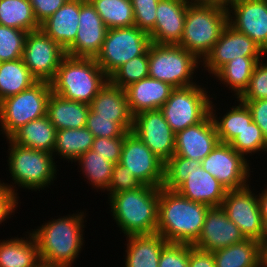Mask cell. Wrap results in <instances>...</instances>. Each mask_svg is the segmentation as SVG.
<instances>
[{"instance_id":"obj_50","label":"cell","mask_w":267,"mask_h":267,"mask_svg":"<svg viewBox=\"0 0 267 267\" xmlns=\"http://www.w3.org/2000/svg\"><path fill=\"white\" fill-rule=\"evenodd\" d=\"M241 102L247 105L251 112L252 120L259 126L267 141V99Z\"/></svg>"},{"instance_id":"obj_13","label":"cell","mask_w":267,"mask_h":267,"mask_svg":"<svg viewBox=\"0 0 267 267\" xmlns=\"http://www.w3.org/2000/svg\"><path fill=\"white\" fill-rule=\"evenodd\" d=\"M66 51L41 29L28 32L23 50V62L37 81L51 82Z\"/></svg>"},{"instance_id":"obj_23","label":"cell","mask_w":267,"mask_h":267,"mask_svg":"<svg viewBox=\"0 0 267 267\" xmlns=\"http://www.w3.org/2000/svg\"><path fill=\"white\" fill-rule=\"evenodd\" d=\"M188 178L176 189L185 198L209 207H220L227 190L202 166L191 170Z\"/></svg>"},{"instance_id":"obj_46","label":"cell","mask_w":267,"mask_h":267,"mask_svg":"<svg viewBox=\"0 0 267 267\" xmlns=\"http://www.w3.org/2000/svg\"><path fill=\"white\" fill-rule=\"evenodd\" d=\"M142 184L134 177L131 171L120 163L113 166L112 179L106 194L108 197L122 191L134 190Z\"/></svg>"},{"instance_id":"obj_15","label":"cell","mask_w":267,"mask_h":267,"mask_svg":"<svg viewBox=\"0 0 267 267\" xmlns=\"http://www.w3.org/2000/svg\"><path fill=\"white\" fill-rule=\"evenodd\" d=\"M132 132L164 163L175 154V133L160 109L136 114Z\"/></svg>"},{"instance_id":"obj_44","label":"cell","mask_w":267,"mask_h":267,"mask_svg":"<svg viewBox=\"0 0 267 267\" xmlns=\"http://www.w3.org/2000/svg\"><path fill=\"white\" fill-rule=\"evenodd\" d=\"M158 2L159 0H131L134 26L149 34L155 27Z\"/></svg>"},{"instance_id":"obj_41","label":"cell","mask_w":267,"mask_h":267,"mask_svg":"<svg viewBox=\"0 0 267 267\" xmlns=\"http://www.w3.org/2000/svg\"><path fill=\"white\" fill-rule=\"evenodd\" d=\"M27 33L24 30L0 25V60L2 62L22 58Z\"/></svg>"},{"instance_id":"obj_38","label":"cell","mask_w":267,"mask_h":267,"mask_svg":"<svg viewBox=\"0 0 267 267\" xmlns=\"http://www.w3.org/2000/svg\"><path fill=\"white\" fill-rule=\"evenodd\" d=\"M149 49L144 55H139L118 67L110 76L109 81L122 89L132 83L148 77Z\"/></svg>"},{"instance_id":"obj_43","label":"cell","mask_w":267,"mask_h":267,"mask_svg":"<svg viewBox=\"0 0 267 267\" xmlns=\"http://www.w3.org/2000/svg\"><path fill=\"white\" fill-rule=\"evenodd\" d=\"M86 128L94 137H125L127 133L113 118L96 117V112L91 108L87 115Z\"/></svg>"},{"instance_id":"obj_42","label":"cell","mask_w":267,"mask_h":267,"mask_svg":"<svg viewBox=\"0 0 267 267\" xmlns=\"http://www.w3.org/2000/svg\"><path fill=\"white\" fill-rule=\"evenodd\" d=\"M264 58L256 64L247 89L238 98L240 101L267 99V60Z\"/></svg>"},{"instance_id":"obj_5","label":"cell","mask_w":267,"mask_h":267,"mask_svg":"<svg viewBox=\"0 0 267 267\" xmlns=\"http://www.w3.org/2000/svg\"><path fill=\"white\" fill-rule=\"evenodd\" d=\"M108 80L95 58L66 55L50 83L54 94L90 105Z\"/></svg>"},{"instance_id":"obj_27","label":"cell","mask_w":267,"mask_h":267,"mask_svg":"<svg viewBox=\"0 0 267 267\" xmlns=\"http://www.w3.org/2000/svg\"><path fill=\"white\" fill-rule=\"evenodd\" d=\"M90 105L66 100L53 92L47 104V116L56 130L86 127Z\"/></svg>"},{"instance_id":"obj_6","label":"cell","mask_w":267,"mask_h":267,"mask_svg":"<svg viewBox=\"0 0 267 267\" xmlns=\"http://www.w3.org/2000/svg\"><path fill=\"white\" fill-rule=\"evenodd\" d=\"M227 24L226 9L190 1L186 11L183 35L177 45L202 62L219 40Z\"/></svg>"},{"instance_id":"obj_12","label":"cell","mask_w":267,"mask_h":267,"mask_svg":"<svg viewBox=\"0 0 267 267\" xmlns=\"http://www.w3.org/2000/svg\"><path fill=\"white\" fill-rule=\"evenodd\" d=\"M201 166L214 176L226 190L246 187L248 183L250 184L249 180H252L251 163L228 143L219 142L201 161ZM251 169L252 171H250Z\"/></svg>"},{"instance_id":"obj_24","label":"cell","mask_w":267,"mask_h":267,"mask_svg":"<svg viewBox=\"0 0 267 267\" xmlns=\"http://www.w3.org/2000/svg\"><path fill=\"white\" fill-rule=\"evenodd\" d=\"M175 88L171 85L146 77L125 88L130 112L133 116L143 111L159 110Z\"/></svg>"},{"instance_id":"obj_3","label":"cell","mask_w":267,"mask_h":267,"mask_svg":"<svg viewBox=\"0 0 267 267\" xmlns=\"http://www.w3.org/2000/svg\"><path fill=\"white\" fill-rule=\"evenodd\" d=\"M159 195L160 187L141 185L107 197L120 234L126 237L156 233Z\"/></svg>"},{"instance_id":"obj_2","label":"cell","mask_w":267,"mask_h":267,"mask_svg":"<svg viewBox=\"0 0 267 267\" xmlns=\"http://www.w3.org/2000/svg\"><path fill=\"white\" fill-rule=\"evenodd\" d=\"M210 207L189 200L176 190L160 187L156 233L167 242L193 245L201 234Z\"/></svg>"},{"instance_id":"obj_40","label":"cell","mask_w":267,"mask_h":267,"mask_svg":"<svg viewBox=\"0 0 267 267\" xmlns=\"http://www.w3.org/2000/svg\"><path fill=\"white\" fill-rule=\"evenodd\" d=\"M201 161L173 155L164 166L163 187L176 190L187 178L191 170L199 167Z\"/></svg>"},{"instance_id":"obj_34","label":"cell","mask_w":267,"mask_h":267,"mask_svg":"<svg viewBox=\"0 0 267 267\" xmlns=\"http://www.w3.org/2000/svg\"><path fill=\"white\" fill-rule=\"evenodd\" d=\"M37 82L23 59L4 61L0 65V102L29 88Z\"/></svg>"},{"instance_id":"obj_10","label":"cell","mask_w":267,"mask_h":267,"mask_svg":"<svg viewBox=\"0 0 267 267\" xmlns=\"http://www.w3.org/2000/svg\"><path fill=\"white\" fill-rule=\"evenodd\" d=\"M151 43L149 34L137 26L111 28L95 60L109 77L122 64L146 54Z\"/></svg>"},{"instance_id":"obj_11","label":"cell","mask_w":267,"mask_h":267,"mask_svg":"<svg viewBox=\"0 0 267 267\" xmlns=\"http://www.w3.org/2000/svg\"><path fill=\"white\" fill-rule=\"evenodd\" d=\"M249 185L236 190H227L221 207L227 217L238 226L245 239L263 243L267 237V226L261 214L258 194H255L257 192Z\"/></svg>"},{"instance_id":"obj_36","label":"cell","mask_w":267,"mask_h":267,"mask_svg":"<svg viewBox=\"0 0 267 267\" xmlns=\"http://www.w3.org/2000/svg\"><path fill=\"white\" fill-rule=\"evenodd\" d=\"M0 25L31 32L40 29L29 0H0Z\"/></svg>"},{"instance_id":"obj_51","label":"cell","mask_w":267,"mask_h":267,"mask_svg":"<svg viewBox=\"0 0 267 267\" xmlns=\"http://www.w3.org/2000/svg\"><path fill=\"white\" fill-rule=\"evenodd\" d=\"M189 267H216L212 252L191 245Z\"/></svg>"},{"instance_id":"obj_8","label":"cell","mask_w":267,"mask_h":267,"mask_svg":"<svg viewBox=\"0 0 267 267\" xmlns=\"http://www.w3.org/2000/svg\"><path fill=\"white\" fill-rule=\"evenodd\" d=\"M52 93L51 83L35 84L0 102V135L8 139L28 122L47 115V104Z\"/></svg>"},{"instance_id":"obj_7","label":"cell","mask_w":267,"mask_h":267,"mask_svg":"<svg viewBox=\"0 0 267 267\" xmlns=\"http://www.w3.org/2000/svg\"><path fill=\"white\" fill-rule=\"evenodd\" d=\"M200 65L193 54L179 45L151 43L149 46L148 76L174 88L198 84L196 72L200 71Z\"/></svg>"},{"instance_id":"obj_21","label":"cell","mask_w":267,"mask_h":267,"mask_svg":"<svg viewBox=\"0 0 267 267\" xmlns=\"http://www.w3.org/2000/svg\"><path fill=\"white\" fill-rule=\"evenodd\" d=\"M191 0H159L152 43L177 45L182 38L186 11Z\"/></svg>"},{"instance_id":"obj_32","label":"cell","mask_w":267,"mask_h":267,"mask_svg":"<svg viewBox=\"0 0 267 267\" xmlns=\"http://www.w3.org/2000/svg\"><path fill=\"white\" fill-rule=\"evenodd\" d=\"M216 267H262V243L244 239L212 252Z\"/></svg>"},{"instance_id":"obj_48","label":"cell","mask_w":267,"mask_h":267,"mask_svg":"<svg viewBox=\"0 0 267 267\" xmlns=\"http://www.w3.org/2000/svg\"><path fill=\"white\" fill-rule=\"evenodd\" d=\"M33 7L37 22L41 25L56 11H58L67 0H29Z\"/></svg>"},{"instance_id":"obj_35","label":"cell","mask_w":267,"mask_h":267,"mask_svg":"<svg viewBox=\"0 0 267 267\" xmlns=\"http://www.w3.org/2000/svg\"><path fill=\"white\" fill-rule=\"evenodd\" d=\"M80 167V171L84 175L83 177L87 179L88 184H90L96 192H106L112 179V172L114 163L101 157L92 149L83 153L76 161Z\"/></svg>"},{"instance_id":"obj_45","label":"cell","mask_w":267,"mask_h":267,"mask_svg":"<svg viewBox=\"0 0 267 267\" xmlns=\"http://www.w3.org/2000/svg\"><path fill=\"white\" fill-rule=\"evenodd\" d=\"M190 244L168 242L162 249L158 267H189Z\"/></svg>"},{"instance_id":"obj_18","label":"cell","mask_w":267,"mask_h":267,"mask_svg":"<svg viewBox=\"0 0 267 267\" xmlns=\"http://www.w3.org/2000/svg\"><path fill=\"white\" fill-rule=\"evenodd\" d=\"M79 27L75 41L65 50L72 57L96 58L108 28L89 0H80Z\"/></svg>"},{"instance_id":"obj_28","label":"cell","mask_w":267,"mask_h":267,"mask_svg":"<svg viewBox=\"0 0 267 267\" xmlns=\"http://www.w3.org/2000/svg\"><path fill=\"white\" fill-rule=\"evenodd\" d=\"M213 98L210 102V115L215 123L219 141L230 144L253 121L251 112L247 105L237 98V102H234L236 105L225 110L227 112L222 113L224 115H220V112H216L217 107Z\"/></svg>"},{"instance_id":"obj_53","label":"cell","mask_w":267,"mask_h":267,"mask_svg":"<svg viewBox=\"0 0 267 267\" xmlns=\"http://www.w3.org/2000/svg\"><path fill=\"white\" fill-rule=\"evenodd\" d=\"M205 5H213L228 10L237 0H191Z\"/></svg>"},{"instance_id":"obj_4","label":"cell","mask_w":267,"mask_h":267,"mask_svg":"<svg viewBox=\"0 0 267 267\" xmlns=\"http://www.w3.org/2000/svg\"><path fill=\"white\" fill-rule=\"evenodd\" d=\"M8 143V170L11 180L10 184L0 180V182L7 187L16 197L19 194L18 189L40 191L49 188L54 184L57 178V161L53 154L36 150L33 148L24 147L16 143L6 140ZM12 182V184H11ZM18 188H17V186ZM17 188V189H16ZM45 188V189H44ZM40 189V190H39Z\"/></svg>"},{"instance_id":"obj_39","label":"cell","mask_w":267,"mask_h":267,"mask_svg":"<svg viewBox=\"0 0 267 267\" xmlns=\"http://www.w3.org/2000/svg\"><path fill=\"white\" fill-rule=\"evenodd\" d=\"M230 145L249 162L251 161L248 157H252V154L267 152V141L254 121L248 124Z\"/></svg>"},{"instance_id":"obj_52","label":"cell","mask_w":267,"mask_h":267,"mask_svg":"<svg viewBox=\"0 0 267 267\" xmlns=\"http://www.w3.org/2000/svg\"><path fill=\"white\" fill-rule=\"evenodd\" d=\"M266 186V188H263V190H261L258 193V200H259V205H260V210H261V214L263 217V221L265 223V225L267 226V184L264 185V187Z\"/></svg>"},{"instance_id":"obj_17","label":"cell","mask_w":267,"mask_h":267,"mask_svg":"<svg viewBox=\"0 0 267 267\" xmlns=\"http://www.w3.org/2000/svg\"><path fill=\"white\" fill-rule=\"evenodd\" d=\"M227 13L228 24L246 34L267 55V0H237Z\"/></svg>"},{"instance_id":"obj_29","label":"cell","mask_w":267,"mask_h":267,"mask_svg":"<svg viewBox=\"0 0 267 267\" xmlns=\"http://www.w3.org/2000/svg\"><path fill=\"white\" fill-rule=\"evenodd\" d=\"M18 145L53 154L56 128L47 115L32 120L16 130L9 138Z\"/></svg>"},{"instance_id":"obj_54","label":"cell","mask_w":267,"mask_h":267,"mask_svg":"<svg viewBox=\"0 0 267 267\" xmlns=\"http://www.w3.org/2000/svg\"><path fill=\"white\" fill-rule=\"evenodd\" d=\"M262 267H267V237L262 243Z\"/></svg>"},{"instance_id":"obj_37","label":"cell","mask_w":267,"mask_h":267,"mask_svg":"<svg viewBox=\"0 0 267 267\" xmlns=\"http://www.w3.org/2000/svg\"><path fill=\"white\" fill-rule=\"evenodd\" d=\"M108 29L134 26L131 0H89Z\"/></svg>"},{"instance_id":"obj_22","label":"cell","mask_w":267,"mask_h":267,"mask_svg":"<svg viewBox=\"0 0 267 267\" xmlns=\"http://www.w3.org/2000/svg\"><path fill=\"white\" fill-rule=\"evenodd\" d=\"M90 108L96 117L113 118L126 132L132 131L134 116L130 112L125 89L109 80L92 99Z\"/></svg>"},{"instance_id":"obj_16","label":"cell","mask_w":267,"mask_h":267,"mask_svg":"<svg viewBox=\"0 0 267 267\" xmlns=\"http://www.w3.org/2000/svg\"><path fill=\"white\" fill-rule=\"evenodd\" d=\"M267 56L259 46L246 34L241 33L229 24L223 29L219 40L213 45L209 54L201 62L202 71L208 72L211 77L223 65L236 57Z\"/></svg>"},{"instance_id":"obj_26","label":"cell","mask_w":267,"mask_h":267,"mask_svg":"<svg viewBox=\"0 0 267 267\" xmlns=\"http://www.w3.org/2000/svg\"><path fill=\"white\" fill-rule=\"evenodd\" d=\"M124 267H158L163 247L168 243L160 234L126 236Z\"/></svg>"},{"instance_id":"obj_30","label":"cell","mask_w":267,"mask_h":267,"mask_svg":"<svg viewBox=\"0 0 267 267\" xmlns=\"http://www.w3.org/2000/svg\"><path fill=\"white\" fill-rule=\"evenodd\" d=\"M25 233L23 238L0 240V267H33L40 260L34 236Z\"/></svg>"},{"instance_id":"obj_33","label":"cell","mask_w":267,"mask_h":267,"mask_svg":"<svg viewBox=\"0 0 267 267\" xmlns=\"http://www.w3.org/2000/svg\"><path fill=\"white\" fill-rule=\"evenodd\" d=\"M94 136L86 128L56 130L55 146L53 155L71 164L93 145ZM56 155H58L56 157Z\"/></svg>"},{"instance_id":"obj_47","label":"cell","mask_w":267,"mask_h":267,"mask_svg":"<svg viewBox=\"0 0 267 267\" xmlns=\"http://www.w3.org/2000/svg\"><path fill=\"white\" fill-rule=\"evenodd\" d=\"M124 137L106 138L94 137L92 150L116 164L120 162Z\"/></svg>"},{"instance_id":"obj_19","label":"cell","mask_w":267,"mask_h":267,"mask_svg":"<svg viewBox=\"0 0 267 267\" xmlns=\"http://www.w3.org/2000/svg\"><path fill=\"white\" fill-rule=\"evenodd\" d=\"M244 239L245 237L238 226L227 217L221 206L210 207L201 234L193 246L213 252L239 243Z\"/></svg>"},{"instance_id":"obj_49","label":"cell","mask_w":267,"mask_h":267,"mask_svg":"<svg viewBox=\"0 0 267 267\" xmlns=\"http://www.w3.org/2000/svg\"><path fill=\"white\" fill-rule=\"evenodd\" d=\"M19 198L11 193V191L0 182V224L10 219L11 215H15V210ZM14 213V214H13Z\"/></svg>"},{"instance_id":"obj_1","label":"cell","mask_w":267,"mask_h":267,"mask_svg":"<svg viewBox=\"0 0 267 267\" xmlns=\"http://www.w3.org/2000/svg\"><path fill=\"white\" fill-rule=\"evenodd\" d=\"M86 211L71 213L58 217V219L48 220L38 226V229H31L38 247L41 260L72 267L81 254L85 245L83 235L87 221Z\"/></svg>"},{"instance_id":"obj_25","label":"cell","mask_w":267,"mask_h":267,"mask_svg":"<svg viewBox=\"0 0 267 267\" xmlns=\"http://www.w3.org/2000/svg\"><path fill=\"white\" fill-rule=\"evenodd\" d=\"M79 16L80 0H67L58 11L41 24L40 29L66 50L77 36Z\"/></svg>"},{"instance_id":"obj_14","label":"cell","mask_w":267,"mask_h":267,"mask_svg":"<svg viewBox=\"0 0 267 267\" xmlns=\"http://www.w3.org/2000/svg\"><path fill=\"white\" fill-rule=\"evenodd\" d=\"M119 163L127 167L142 185L163 186L165 163L132 131L125 134Z\"/></svg>"},{"instance_id":"obj_9","label":"cell","mask_w":267,"mask_h":267,"mask_svg":"<svg viewBox=\"0 0 267 267\" xmlns=\"http://www.w3.org/2000/svg\"><path fill=\"white\" fill-rule=\"evenodd\" d=\"M199 84L175 88L160 108L175 134L189 126L196 125L210 113L212 96L210 98L209 88L203 86H207L206 84Z\"/></svg>"},{"instance_id":"obj_31","label":"cell","mask_w":267,"mask_h":267,"mask_svg":"<svg viewBox=\"0 0 267 267\" xmlns=\"http://www.w3.org/2000/svg\"><path fill=\"white\" fill-rule=\"evenodd\" d=\"M267 56H239L223 65L214 75L219 84L231 89L234 97L239 98L247 89L250 78L253 74L256 64Z\"/></svg>"},{"instance_id":"obj_20","label":"cell","mask_w":267,"mask_h":267,"mask_svg":"<svg viewBox=\"0 0 267 267\" xmlns=\"http://www.w3.org/2000/svg\"><path fill=\"white\" fill-rule=\"evenodd\" d=\"M219 142L209 113L201 122L175 134V155L202 161Z\"/></svg>"},{"instance_id":"obj_55","label":"cell","mask_w":267,"mask_h":267,"mask_svg":"<svg viewBox=\"0 0 267 267\" xmlns=\"http://www.w3.org/2000/svg\"><path fill=\"white\" fill-rule=\"evenodd\" d=\"M33 267H64V266L40 259Z\"/></svg>"}]
</instances>
